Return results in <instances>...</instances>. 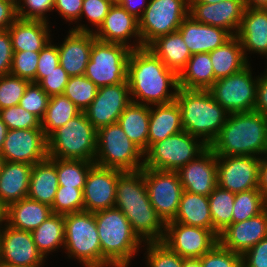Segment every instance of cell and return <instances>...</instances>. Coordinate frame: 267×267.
<instances>
[{
	"label": "cell",
	"instance_id": "6da1fadb",
	"mask_svg": "<svg viewBox=\"0 0 267 267\" xmlns=\"http://www.w3.org/2000/svg\"><path fill=\"white\" fill-rule=\"evenodd\" d=\"M127 80L130 95L143 102L131 101L147 106L173 102L179 90L178 74L167 68L147 47L131 50ZM168 86L175 92L168 93Z\"/></svg>",
	"mask_w": 267,
	"mask_h": 267
},
{
	"label": "cell",
	"instance_id": "7a4b0ae2",
	"mask_svg": "<svg viewBox=\"0 0 267 267\" xmlns=\"http://www.w3.org/2000/svg\"><path fill=\"white\" fill-rule=\"evenodd\" d=\"M209 147L216 156L267 155V117L255 110L229 113Z\"/></svg>",
	"mask_w": 267,
	"mask_h": 267
},
{
	"label": "cell",
	"instance_id": "3957f363",
	"mask_svg": "<svg viewBox=\"0 0 267 267\" xmlns=\"http://www.w3.org/2000/svg\"><path fill=\"white\" fill-rule=\"evenodd\" d=\"M181 109L183 129L210 146L218 137L229 114L209 90L179 88L175 98Z\"/></svg>",
	"mask_w": 267,
	"mask_h": 267
},
{
	"label": "cell",
	"instance_id": "277c9868",
	"mask_svg": "<svg viewBox=\"0 0 267 267\" xmlns=\"http://www.w3.org/2000/svg\"><path fill=\"white\" fill-rule=\"evenodd\" d=\"M102 255L114 267H128L142 240L115 207L94 212Z\"/></svg>",
	"mask_w": 267,
	"mask_h": 267
},
{
	"label": "cell",
	"instance_id": "5b68a950",
	"mask_svg": "<svg viewBox=\"0 0 267 267\" xmlns=\"http://www.w3.org/2000/svg\"><path fill=\"white\" fill-rule=\"evenodd\" d=\"M97 129L84 112L69 120L47 138L48 157L94 162Z\"/></svg>",
	"mask_w": 267,
	"mask_h": 267
},
{
	"label": "cell",
	"instance_id": "8992f818",
	"mask_svg": "<svg viewBox=\"0 0 267 267\" xmlns=\"http://www.w3.org/2000/svg\"><path fill=\"white\" fill-rule=\"evenodd\" d=\"M65 249L86 267H114L101 252L93 212H76L64 215Z\"/></svg>",
	"mask_w": 267,
	"mask_h": 267
},
{
	"label": "cell",
	"instance_id": "52a82bcc",
	"mask_svg": "<svg viewBox=\"0 0 267 267\" xmlns=\"http://www.w3.org/2000/svg\"><path fill=\"white\" fill-rule=\"evenodd\" d=\"M144 152L137 147L116 122L97 130V151L94 163L122 172L139 171L144 162L139 163Z\"/></svg>",
	"mask_w": 267,
	"mask_h": 267
},
{
	"label": "cell",
	"instance_id": "ba28073f",
	"mask_svg": "<svg viewBox=\"0 0 267 267\" xmlns=\"http://www.w3.org/2000/svg\"><path fill=\"white\" fill-rule=\"evenodd\" d=\"M185 130L151 144L144 152V167L162 171H178L182 166L196 159L209 146Z\"/></svg>",
	"mask_w": 267,
	"mask_h": 267
},
{
	"label": "cell",
	"instance_id": "9c48e42d",
	"mask_svg": "<svg viewBox=\"0 0 267 267\" xmlns=\"http://www.w3.org/2000/svg\"><path fill=\"white\" fill-rule=\"evenodd\" d=\"M131 49L121 44L95 40L85 76L98 88L127 81Z\"/></svg>",
	"mask_w": 267,
	"mask_h": 267
},
{
	"label": "cell",
	"instance_id": "30bf717a",
	"mask_svg": "<svg viewBox=\"0 0 267 267\" xmlns=\"http://www.w3.org/2000/svg\"><path fill=\"white\" fill-rule=\"evenodd\" d=\"M139 45L147 47L157 37L176 32L189 15V0H150L141 8Z\"/></svg>",
	"mask_w": 267,
	"mask_h": 267
},
{
	"label": "cell",
	"instance_id": "8fae6325",
	"mask_svg": "<svg viewBox=\"0 0 267 267\" xmlns=\"http://www.w3.org/2000/svg\"><path fill=\"white\" fill-rule=\"evenodd\" d=\"M257 80H253L249 64L241 71L217 79L208 89L228 113L254 111L257 95Z\"/></svg>",
	"mask_w": 267,
	"mask_h": 267
},
{
	"label": "cell",
	"instance_id": "7c38bea8",
	"mask_svg": "<svg viewBox=\"0 0 267 267\" xmlns=\"http://www.w3.org/2000/svg\"><path fill=\"white\" fill-rule=\"evenodd\" d=\"M141 170L153 208L165 224L173 221L184 191L178 172L147 167H143Z\"/></svg>",
	"mask_w": 267,
	"mask_h": 267
},
{
	"label": "cell",
	"instance_id": "4fadbf2b",
	"mask_svg": "<svg viewBox=\"0 0 267 267\" xmlns=\"http://www.w3.org/2000/svg\"><path fill=\"white\" fill-rule=\"evenodd\" d=\"M218 242L210 230L177 222H168L162 243L184 259L200 258Z\"/></svg>",
	"mask_w": 267,
	"mask_h": 267
},
{
	"label": "cell",
	"instance_id": "5bb4252c",
	"mask_svg": "<svg viewBox=\"0 0 267 267\" xmlns=\"http://www.w3.org/2000/svg\"><path fill=\"white\" fill-rule=\"evenodd\" d=\"M259 163L256 156H217V185L234 194L258 189Z\"/></svg>",
	"mask_w": 267,
	"mask_h": 267
},
{
	"label": "cell",
	"instance_id": "9a60e30c",
	"mask_svg": "<svg viewBox=\"0 0 267 267\" xmlns=\"http://www.w3.org/2000/svg\"><path fill=\"white\" fill-rule=\"evenodd\" d=\"M0 154L5 161L34 165L48 158L42 129L8 130Z\"/></svg>",
	"mask_w": 267,
	"mask_h": 267
},
{
	"label": "cell",
	"instance_id": "2e32d148",
	"mask_svg": "<svg viewBox=\"0 0 267 267\" xmlns=\"http://www.w3.org/2000/svg\"><path fill=\"white\" fill-rule=\"evenodd\" d=\"M129 94L128 80L98 88L95 99L84 111L87 119L97 130L118 122L120 115L132 102L133 98L129 97Z\"/></svg>",
	"mask_w": 267,
	"mask_h": 267
},
{
	"label": "cell",
	"instance_id": "e0dca14e",
	"mask_svg": "<svg viewBox=\"0 0 267 267\" xmlns=\"http://www.w3.org/2000/svg\"><path fill=\"white\" fill-rule=\"evenodd\" d=\"M122 173L120 170L94 164L88 172L82 190L84 211L94 213L113 208L116 203L118 177Z\"/></svg>",
	"mask_w": 267,
	"mask_h": 267
},
{
	"label": "cell",
	"instance_id": "ac0fdd59",
	"mask_svg": "<svg viewBox=\"0 0 267 267\" xmlns=\"http://www.w3.org/2000/svg\"><path fill=\"white\" fill-rule=\"evenodd\" d=\"M5 226L0 229V263L40 267L44 257L36 247L31 232L18 230L7 224Z\"/></svg>",
	"mask_w": 267,
	"mask_h": 267
},
{
	"label": "cell",
	"instance_id": "d6986e66",
	"mask_svg": "<svg viewBox=\"0 0 267 267\" xmlns=\"http://www.w3.org/2000/svg\"><path fill=\"white\" fill-rule=\"evenodd\" d=\"M245 8L243 0H224L215 4L189 2V16L202 24L223 28L235 36ZM231 30H236L235 34Z\"/></svg>",
	"mask_w": 267,
	"mask_h": 267
},
{
	"label": "cell",
	"instance_id": "ffe728a7",
	"mask_svg": "<svg viewBox=\"0 0 267 267\" xmlns=\"http://www.w3.org/2000/svg\"><path fill=\"white\" fill-rule=\"evenodd\" d=\"M64 43L58 47L59 64L69 77L84 75L90 60L94 32L83 25L71 29Z\"/></svg>",
	"mask_w": 267,
	"mask_h": 267
},
{
	"label": "cell",
	"instance_id": "44dd1931",
	"mask_svg": "<svg viewBox=\"0 0 267 267\" xmlns=\"http://www.w3.org/2000/svg\"><path fill=\"white\" fill-rule=\"evenodd\" d=\"M177 172L184 191L209 196L217 186V156L208 147Z\"/></svg>",
	"mask_w": 267,
	"mask_h": 267
},
{
	"label": "cell",
	"instance_id": "7402d4cb",
	"mask_svg": "<svg viewBox=\"0 0 267 267\" xmlns=\"http://www.w3.org/2000/svg\"><path fill=\"white\" fill-rule=\"evenodd\" d=\"M267 237V208L255 217L232 223L218 236V242L232 252L243 255Z\"/></svg>",
	"mask_w": 267,
	"mask_h": 267
},
{
	"label": "cell",
	"instance_id": "603a6c76",
	"mask_svg": "<svg viewBox=\"0 0 267 267\" xmlns=\"http://www.w3.org/2000/svg\"><path fill=\"white\" fill-rule=\"evenodd\" d=\"M97 40L121 44L129 47L131 50L142 48V45H135L134 47L127 44L129 37L137 36L139 33V20L131 15L118 3H114L105 17L99 31L94 33Z\"/></svg>",
	"mask_w": 267,
	"mask_h": 267
},
{
	"label": "cell",
	"instance_id": "cb8c5ba5",
	"mask_svg": "<svg viewBox=\"0 0 267 267\" xmlns=\"http://www.w3.org/2000/svg\"><path fill=\"white\" fill-rule=\"evenodd\" d=\"M191 54L209 53L223 45L232 35L223 28L202 24L187 16L177 30Z\"/></svg>",
	"mask_w": 267,
	"mask_h": 267
},
{
	"label": "cell",
	"instance_id": "d4e9b609",
	"mask_svg": "<svg viewBox=\"0 0 267 267\" xmlns=\"http://www.w3.org/2000/svg\"><path fill=\"white\" fill-rule=\"evenodd\" d=\"M114 207L123 212L133 231L142 241L146 239L147 243L162 242L166 224L159 217L151 203L115 205Z\"/></svg>",
	"mask_w": 267,
	"mask_h": 267
},
{
	"label": "cell",
	"instance_id": "484cf974",
	"mask_svg": "<svg viewBox=\"0 0 267 267\" xmlns=\"http://www.w3.org/2000/svg\"><path fill=\"white\" fill-rule=\"evenodd\" d=\"M235 36L242 44L246 60V50L267 55V9L245 8Z\"/></svg>",
	"mask_w": 267,
	"mask_h": 267
},
{
	"label": "cell",
	"instance_id": "4316f807",
	"mask_svg": "<svg viewBox=\"0 0 267 267\" xmlns=\"http://www.w3.org/2000/svg\"><path fill=\"white\" fill-rule=\"evenodd\" d=\"M47 21L18 18L9 28L13 51L40 52L48 42Z\"/></svg>",
	"mask_w": 267,
	"mask_h": 267
},
{
	"label": "cell",
	"instance_id": "83f0119b",
	"mask_svg": "<svg viewBox=\"0 0 267 267\" xmlns=\"http://www.w3.org/2000/svg\"><path fill=\"white\" fill-rule=\"evenodd\" d=\"M33 165L5 161L0 172V200L9 204L26 198Z\"/></svg>",
	"mask_w": 267,
	"mask_h": 267
},
{
	"label": "cell",
	"instance_id": "f1b7e54d",
	"mask_svg": "<svg viewBox=\"0 0 267 267\" xmlns=\"http://www.w3.org/2000/svg\"><path fill=\"white\" fill-rule=\"evenodd\" d=\"M51 214L50 206L26 197L7 206L6 224L18 230L32 232Z\"/></svg>",
	"mask_w": 267,
	"mask_h": 267
},
{
	"label": "cell",
	"instance_id": "f546056e",
	"mask_svg": "<svg viewBox=\"0 0 267 267\" xmlns=\"http://www.w3.org/2000/svg\"><path fill=\"white\" fill-rule=\"evenodd\" d=\"M156 106V109L150 107L148 147L184 130L181 109L176 100Z\"/></svg>",
	"mask_w": 267,
	"mask_h": 267
},
{
	"label": "cell",
	"instance_id": "4dcf8cb0",
	"mask_svg": "<svg viewBox=\"0 0 267 267\" xmlns=\"http://www.w3.org/2000/svg\"><path fill=\"white\" fill-rule=\"evenodd\" d=\"M167 68L179 74L192 56L181 34L176 31L157 37L148 46Z\"/></svg>",
	"mask_w": 267,
	"mask_h": 267
},
{
	"label": "cell",
	"instance_id": "1f68e13d",
	"mask_svg": "<svg viewBox=\"0 0 267 267\" xmlns=\"http://www.w3.org/2000/svg\"><path fill=\"white\" fill-rule=\"evenodd\" d=\"M58 186L56 166L47 158L33 165L27 197L51 207Z\"/></svg>",
	"mask_w": 267,
	"mask_h": 267
},
{
	"label": "cell",
	"instance_id": "d6a6232c",
	"mask_svg": "<svg viewBox=\"0 0 267 267\" xmlns=\"http://www.w3.org/2000/svg\"><path fill=\"white\" fill-rule=\"evenodd\" d=\"M209 55L216 79L228 77L248 65L242 44L236 36H232L223 45L209 52Z\"/></svg>",
	"mask_w": 267,
	"mask_h": 267
},
{
	"label": "cell",
	"instance_id": "836d02e7",
	"mask_svg": "<svg viewBox=\"0 0 267 267\" xmlns=\"http://www.w3.org/2000/svg\"><path fill=\"white\" fill-rule=\"evenodd\" d=\"M150 107L131 102L118 119L126 136L143 152L148 149Z\"/></svg>",
	"mask_w": 267,
	"mask_h": 267
},
{
	"label": "cell",
	"instance_id": "e575fe53",
	"mask_svg": "<svg viewBox=\"0 0 267 267\" xmlns=\"http://www.w3.org/2000/svg\"><path fill=\"white\" fill-rule=\"evenodd\" d=\"M172 222L210 229L213 232L208 196L183 191L178 212Z\"/></svg>",
	"mask_w": 267,
	"mask_h": 267
},
{
	"label": "cell",
	"instance_id": "d590c367",
	"mask_svg": "<svg viewBox=\"0 0 267 267\" xmlns=\"http://www.w3.org/2000/svg\"><path fill=\"white\" fill-rule=\"evenodd\" d=\"M217 79L209 53L192 54L178 74L179 88L208 90Z\"/></svg>",
	"mask_w": 267,
	"mask_h": 267
},
{
	"label": "cell",
	"instance_id": "8d00e7d4",
	"mask_svg": "<svg viewBox=\"0 0 267 267\" xmlns=\"http://www.w3.org/2000/svg\"><path fill=\"white\" fill-rule=\"evenodd\" d=\"M33 241L43 257L52 250L64 245L65 223L64 215L51 214L32 232Z\"/></svg>",
	"mask_w": 267,
	"mask_h": 267
},
{
	"label": "cell",
	"instance_id": "74e56055",
	"mask_svg": "<svg viewBox=\"0 0 267 267\" xmlns=\"http://www.w3.org/2000/svg\"><path fill=\"white\" fill-rule=\"evenodd\" d=\"M151 203L142 170L123 172L116 185L115 205Z\"/></svg>",
	"mask_w": 267,
	"mask_h": 267
},
{
	"label": "cell",
	"instance_id": "f35d334b",
	"mask_svg": "<svg viewBox=\"0 0 267 267\" xmlns=\"http://www.w3.org/2000/svg\"><path fill=\"white\" fill-rule=\"evenodd\" d=\"M79 113L80 110L64 94L50 96L44 118L41 120V128L46 138Z\"/></svg>",
	"mask_w": 267,
	"mask_h": 267
},
{
	"label": "cell",
	"instance_id": "ab89813d",
	"mask_svg": "<svg viewBox=\"0 0 267 267\" xmlns=\"http://www.w3.org/2000/svg\"><path fill=\"white\" fill-rule=\"evenodd\" d=\"M210 213L213 222V233L218 237L232 224L235 194L218 185L208 196Z\"/></svg>",
	"mask_w": 267,
	"mask_h": 267
},
{
	"label": "cell",
	"instance_id": "60d3db41",
	"mask_svg": "<svg viewBox=\"0 0 267 267\" xmlns=\"http://www.w3.org/2000/svg\"><path fill=\"white\" fill-rule=\"evenodd\" d=\"M48 159L56 166L59 186L75 187L83 190L90 168L95 164L86 160Z\"/></svg>",
	"mask_w": 267,
	"mask_h": 267
},
{
	"label": "cell",
	"instance_id": "b9f144b4",
	"mask_svg": "<svg viewBox=\"0 0 267 267\" xmlns=\"http://www.w3.org/2000/svg\"><path fill=\"white\" fill-rule=\"evenodd\" d=\"M267 208V201L259 189L235 194L232 223L255 217Z\"/></svg>",
	"mask_w": 267,
	"mask_h": 267
},
{
	"label": "cell",
	"instance_id": "7bdbcfd3",
	"mask_svg": "<svg viewBox=\"0 0 267 267\" xmlns=\"http://www.w3.org/2000/svg\"><path fill=\"white\" fill-rule=\"evenodd\" d=\"M98 87L85 75L73 76L65 87L64 95L84 112L95 99Z\"/></svg>",
	"mask_w": 267,
	"mask_h": 267
},
{
	"label": "cell",
	"instance_id": "ee69618b",
	"mask_svg": "<svg viewBox=\"0 0 267 267\" xmlns=\"http://www.w3.org/2000/svg\"><path fill=\"white\" fill-rule=\"evenodd\" d=\"M51 210L53 214L61 215L84 211L82 189L58 186Z\"/></svg>",
	"mask_w": 267,
	"mask_h": 267
},
{
	"label": "cell",
	"instance_id": "f6af8a7d",
	"mask_svg": "<svg viewBox=\"0 0 267 267\" xmlns=\"http://www.w3.org/2000/svg\"><path fill=\"white\" fill-rule=\"evenodd\" d=\"M29 83L11 74L0 76V110L18 105Z\"/></svg>",
	"mask_w": 267,
	"mask_h": 267
},
{
	"label": "cell",
	"instance_id": "bcb514c9",
	"mask_svg": "<svg viewBox=\"0 0 267 267\" xmlns=\"http://www.w3.org/2000/svg\"><path fill=\"white\" fill-rule=\"evenodd\" d=\"M0 118L8 130L42 129L41 120L34 114L23 109L19 104L0 110Z\"/></svg>",
	"mask_w": 267,
	"mask_h": 267
},
{
	"label": "cell",
	"instance_id": "7dc6e473",
	"mask_svg": "<svg viewBox=\"0 0 267 267\" xmlns=\"http://www.w3.org/2000/svg\"><path fill=\"white\" fill-rule=\"evenodd\" d=\"M49 99L50 96L43 91L38 83L30 82L19 101V105L42 120L48 107Z\"/></svg>",
	"mask_w": 267,
	"mask_h": 267
},
{
	"label": "cell",
	"instance_id": "c3c4849f",
	"mask_svg": "<svg viewBox=\"0 0 267 267\" xmlns=\"http://www.w3.org/2000/svg\"><path fill=\"white\" fill-rule=\"evenodd\" d=\"M39 52L13 51L10 74L36 83Z\"/></svg>",
	"mask_w": 267,
	"mask_h": 267
},
{
	"label": "cell",
	"instance_id": "681fc988",
	"mask_svg": "<svg viewBox=\"0 0 267 267\" xmlns=\"http://www.w3.org/2000/svg\"><path fill=\"white\" fill-rule=\"evenodd\" d=\"M199 259L201 267H242V255L223 247L219 242Z\"/></svg>",
	"mask_w": 267,
	"mask_h": 267
},
{
	"label": "cell",
	"instance_id": "f907efd6",
	"mask_svg": "<svg viewBox=\"0 0 267 267\" xmlns=\"http://www.w3.org/2000/svg\"><path fill=\"white\" fill-rule=\"evenodd\" d=\"M147 263L150 267H183L184 258L172 252L162 242H148Z\"/></svg>",
	"mask_w": 267,
	"mask_h": 267
},
{
	"label": "cell",
	"instance_id": "816d5d0a",
	"mask_svg": "<svg viewBox=\"0 0 267 267\" xmlns=\"http://www.w3.org/2000/svg\"><path fill=\"white\" fill-rule=\"evenodd\" d=\"M69 76L59 64L55 70L44 73V78L38 83L49 96L63 94L69 81Z\"/></svg>",
	"mask_w": 267,
	"mask_h": 267
},
{
	"label": "cell",
	"instance_id": "f5cc1de1",
	"mask_svg": "<svg viewBox=\"0 0 267 267\" xmlns=\"http://www.w3.org/2000/svg\"><path fill=\"white\" fill-rule=\"evenodd\" d=\"M24 4L21 6L20 0L18 1V18L43 20L45 18V12L52 11L55 0H23ZM20 2V3H19ZM29 10L25 11V7Z\"/></svg>",
	"mask_w": 267,
	"mask_h": 267
},
{
	"label": "cell",
	"instance_id": "db71d44e",
	"mask_svg": "<svg viewBox=\"0 0 267 267\" xmlns=\"http://www.w3.org/2000/svg\"><path fill=\"white\" fill-rule=\"evenodd\" d=\"M113 4L110 0H83L81 17L85 14L99 29Z\"/></svg>",
	"mask_w": 267,
	"mask_h": 267
},
{
	"label": "cell",
	"instance_id": "11a10c76",
	"mask_svg": "<svg viewBox=\"0 0 267 267\" xmlns=\"http://www.w3.org/2000/svg\"><path fill=\"white\" fill-rule=\"evenodd\" d=\"M50 43V44H49ZM59 65L58 46L48 42L39 52L38 66L36 70V83L44 78V73H49Z\"/></svg>",
	"mask_w": 267,
	"mask_h": 267
},
{
	"label": "cell",
	"instance_id": "9f6ffc18",
	"mask_svg": "<svg viewBox=\"0 0 267 267\" xmlns=\"http://www.w3.org/2000/svg\"><path fill=\"white\" fill-rule=\"evenodd\" d=\"M242 267H267V237L242 255Z\"/></svg>",
	"mask_w": 267,
	"mask_h": 267
},
{
	"label": "cell",
	"instance_id": "6f0895ef",
	"mask_svg": "<svg viewBox=\"0 0 267 267\" xmlns=\"http://www.w3.org/2000/svg\"><path fill=\"white\" fill-rule=\"evenodd\" d=\"M12 58L10 33L8 29L0 30V76L10 74Z\"/></svg>",
	"mask_w": 267,
	"mask_h": 267
},
{
	"label": "cell",
	"instance_id": "680465c9",
	"mask_svg": "<svg viewBox=\"0 0 267 267\" xmlns=\"http://www.w3.org/2000/svg\"><path fill=\"white\" fill-rule=\"evenodd\" d=\"M83 0H55L53 10H56L65 19L72 22L81 18Z\"/></svg>",
	"mask_w": 267,
	"mask_h": 267
},
{
	"label": "cell",
	"instance_id": "91938a15",
	"mask_svg": "<svg viewBox=\"0 0 267 267\" xmlns=\"http://www.w3.org/2000/svg\"><path fill=\"white\" fill-rule=\"evenodd\" d=\"M17 19V0H0V30L8 29Z\"/></svg>",
	"mask_w": 267,
	"mask_h": 267
},
{
	"label": "cell",
	"instance_id": "94428289",
	"mask_svg": "<svg viewBox=\"0 0 267 267\" xmlns=\"http://www.w3.org/2000/svg\"><path fill=\"white\" fill-rule=\"evenodd\" d=\"M255 111L267 117V75L258 77Z\"/></svg>",
	"mask_w": 267,
	"mask_h": 267
},
{
	"label": "cell",
	"instance_id": "6125c7cd",
	"mask_svg": "<svg viewBox=\"0 0 267 267\" xmlns=\"http://www.w3.org/2000/svg\"><path fill=\"white\" fill-rule=\"evenodd\" d=\"M258 189L261 191L264 199L267 201V157H266V159L260 158Z\"/></svg>",
	"mask_w": 267,
	"mask_h": 267
},
{
	"label": "cell",
	"instance_id": "be15d7a7",
	"mask_svg": "<svg viewBox=\"0 0 267 267\" xmlns=\"http://www.w3.org/2000/svg\"><path fill=\"white\" fill-rule=\"evenodd\" d=\"M144 1L145 0H141L140 2H137L136 0H119L117 3L121 5L124 9H126L131 15H133L135 18L139 20L142 17V14L138 12V9L144 6L143 4L145 3Z\"/></svg>",
	"mask_w": 267,
	"mask_h": 267
},
{
	"label": "cell",
	"instance_id": "e7e4bbea",
	"mask_svg": "<svg viewBox=\"0 0 267 267\" xmlns=\"http://www.w3.org/2000/svg\"><path fill=\"white\" fill-rule=\"evenodd\" d=\"M246 8L267 9V0H243Z\"/></svg>",
	"mask_w": 267,
	"mask_h": 267
},
{
	"label": "cell",
	"instance_id": "03108f58",
	"mask_svg": "<svg viewBox=\"0 0 267 267\" xmlns=\"http://www.w3.org/2000/svg\"><path fill=\"white\" fill-rule=\"evenodd\" d=\"M8 128L7 125L0 118V150L3 147Z\"/></svg>",
	"mask_w": 267,
	"mask_h": 267
},
{
	"label": "cell",
	"instance_id": "003e7915",
	"mask_svg": "<svg viewBox=\"0 0 267 267\" xmlns=\"http://www.w3.org/2000/svg\"><path fill=\"white\" fill-rule=\"evenodd\" d=\"M183 267H201L199 258L184 259Z\"/></svg>",
	"mask_w": 267,
	"mask_h": 267
},
{
	"label": "cell",
	"instance_id": "a7ac6f4b",
	"mask_svg": "<svg viewBox=\"0 0 267 267\" xmlns=\"http://www.w3.org/2000/svg\"><path fill=\"white\" fill-rule=\"evenodd\" d=\"M6 214L7 206L0 200V224H2L3 221H6Z\"/></svg>",
	"mask_w": 267,
	"mask_h": 267
},
{
	"label": "cell",
	"instance_id": "89a4df30",
	"mask_svg": "<svg viewBox=\"0 0 267 267\" xmlns=\"http://www.w3.org/2000/svg\"><path fill=\"white\" fill-rule=\"evenodd\" d=\"M221 1H224V0H189V2H202V3H207V4H215Z\"/></svg>",
	"mask_w": 267,
	"mask_h": 267
},
{
	"label": "cell",
	"instance_id": "2644e50d",
	"mask_svg": "<svg viewBox=\"0 0 267 267\" xmlns=\"http://www.w3.org/2000/svg\"><path fill=\"white\" fill-rule=\"evenodd\" d=\"M4 162H5V160H4L3 156L0 154V172L2 170Z\"/></svg>",
	"mask_w": 267,
	"mask_h": 267
},
{
	"label": "cell",
	"instance_id": "8c879c8a",
	"mask_svg": "<svg viewBox=\"0 0 267 267\" xmlns=\"http://www.w3.org/2000/svg\"><path fill=\"white\" fill-rule=\"evenodd\" d=\"M0 267H25V266H14V265L0 263Z\"/></svg>",
	"mask_w": 267,
	"mask_h": 267
},
{
	"label": "cell",
	"instance_id": "753ad0ef",
	"mask_svg": "<svg viewBox=\"0 0 267 267\" xmlns=\"http://www.w3.org/2000/svg\"><path fill=\"white\" fill-rule=\"evenodd\" d=\"M110 1H112L113 3H117L119 0H110Z\"/></svg>",
	"mask_w": 267,
	"mask_h": 267
}]
</instances>
